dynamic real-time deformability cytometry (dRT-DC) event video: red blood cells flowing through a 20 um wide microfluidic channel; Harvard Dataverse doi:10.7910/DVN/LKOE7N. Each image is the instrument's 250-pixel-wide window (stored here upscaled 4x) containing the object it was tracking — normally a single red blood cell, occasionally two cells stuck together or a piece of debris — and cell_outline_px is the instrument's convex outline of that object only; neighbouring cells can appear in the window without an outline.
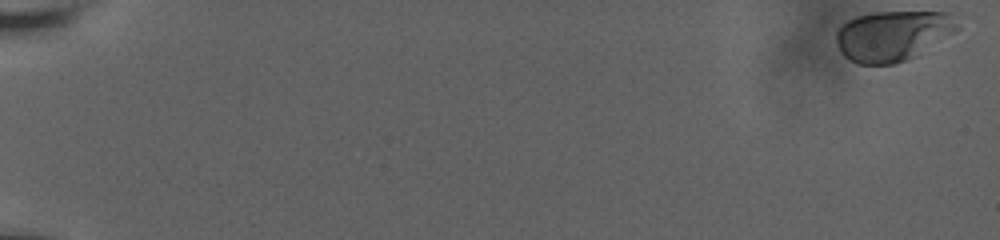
{"species": "human", "species_latin": "Homo sapiens", "temperature_condition": "room temperature", "stored_images_in_passage": 41, "camera_frame_rate_fps": 3000, "um_per_image_px": 0.085, "donor": {"sex": "male"}, "frame": {"image": 1, "passage_image": 1, "time_ms": 0.0, "image_size_px": [1000, 240], "cell_outline_px": [[960, 28], [956, 32], [916, 56], [892, 64], [856, 64], [844, 56], [840, 52], [836, 40], [836, 32], [848, 20], [860, 16], [876, 12], [952, 12]], "centroid_in_image_um": [75.92, 3.03], "position_along_channel_um": 9.1, "area_um2": 35.55}}
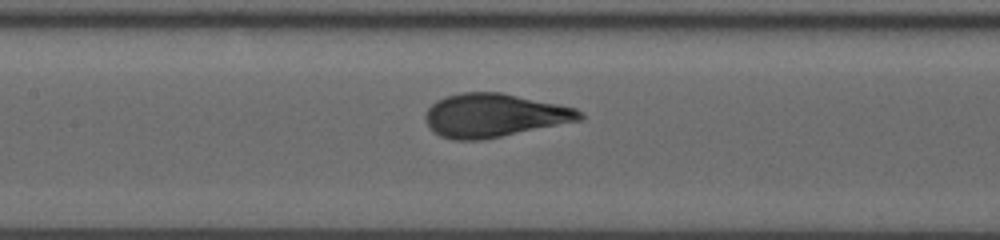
{"frame": {"image": 2, "passage_image": 22, "time_ms": 10.333, "image_size_px": [1000, 240], "cell_outline_px": [[584, 120], [480, 140], [452, 140], [440, 136], [432, 132], [424, 120], [424, 116], [428, 108], [436, 100], [460, 92], [500, 92], [576, 108], [584, 116]], "centroid_in_image_um": [41.97, 9.81], "position_along_channel_um": 165.4, "area_um2": 39.13}}
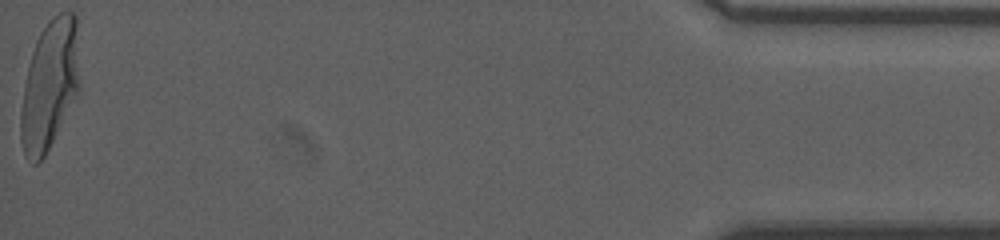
{"frame": {"image": 3, "passage_image": 41, "time_ms": 20.0, "image_size_px": [1000, 240], "cell_outline_px": [[80, 92], [44, 156], [36, 164], [32, 164], [24, 156], [20, 140], [20, 112], [24, 84], [32, 52], [36, 40], [40, 32], [48, 20], [52, 16], [60, 12], [76, 12], [80, 84]], "centroid_in_image_um": [4.23, 7.22], "position_along_channel_um": 431.0, "area_um2": 45.03}, "authors_computed_cell_mechanics": {"area_um2": 38.5526, "velocity_mm_per_s": 3.6189, "shape_relaxation_time_tau1_ms": 5.0245, "shape_relaxation_time_tau2_ms": null, "deformation_change_tau1": 0.1618, "deformation_change_tau2": null}}